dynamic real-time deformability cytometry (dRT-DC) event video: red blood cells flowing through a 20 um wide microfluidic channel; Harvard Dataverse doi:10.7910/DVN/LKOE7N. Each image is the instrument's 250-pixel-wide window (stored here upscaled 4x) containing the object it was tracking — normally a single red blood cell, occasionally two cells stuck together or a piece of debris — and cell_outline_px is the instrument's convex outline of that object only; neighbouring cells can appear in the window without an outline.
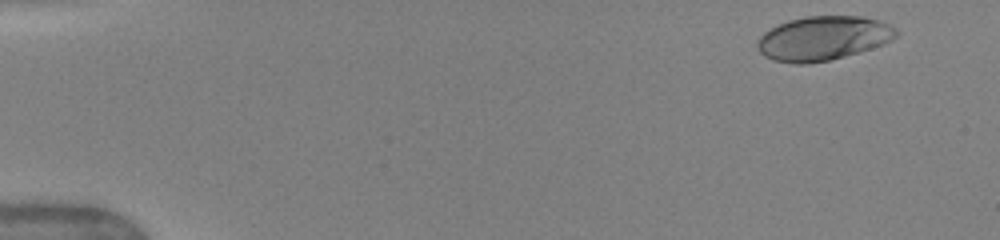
{"species": "human", "species_latin": "Homo sapiens", "temperature_condition": "warm", "stored_images_in_passage": 7, "camera_frame_rate_fps": 3000, "um_per_image_px": 0.085, "donor": {"sex": "female"}, "frame": {"image": 1, "passage_image": 1, "time_ms": 0.0, "image_size_px": [1000, 240], "cell_outline_px": [[900, 32], [896, 36], [884, 44], [872, 48], [844, 56], [828, 60], [808, 64], [796, 64], [772, 60], [764, 56], [756, 48], [756, 44], [760, 36], [764, 32], [788, 20], [804, 16], [864, 16], [880, 20], [896, 28]], "centroid_in_image_um": [69.97, 3.25], "position_along_channel_um": 15.0, "area_um2": 35.89}}
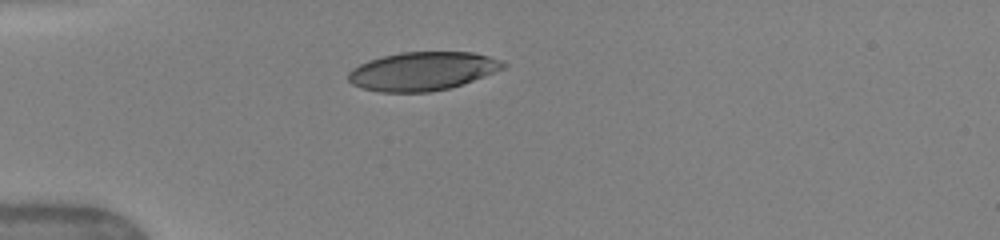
{"frame": {"image": 2, "passage_image": 5, "time_ms": 3.667, "image_size_px": [1000, 240], "cell_outline_px": [[508, 64], [504, 68], [484, 76], [448, 88], [428, 92], [380, 92], [360, 88], [352, 84], [348, 80], [348, 72], [352, 68], [368, 60], [400, 52], [472, 52], [488, 56], [500, 60]], "centroid_in_image_um": [35.87, 6.05], "position_along_channel_um": 49.1, "area_um2": 34.62}}